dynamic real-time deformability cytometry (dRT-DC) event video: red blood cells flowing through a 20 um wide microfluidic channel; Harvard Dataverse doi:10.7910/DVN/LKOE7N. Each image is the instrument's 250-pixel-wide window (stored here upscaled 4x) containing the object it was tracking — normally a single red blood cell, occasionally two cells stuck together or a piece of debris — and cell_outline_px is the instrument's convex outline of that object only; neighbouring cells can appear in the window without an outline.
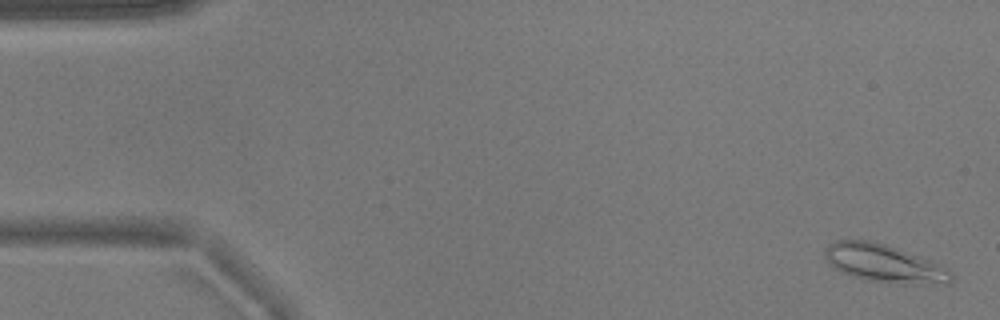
{"species": "common noctule bat (a hibernating species)", "species_latin": "Nyctalus noctula", "temperature_condition": "warm", "stored_images_in_passage": 54, "camera_frame_rate_fps": 3000, "um_per_image_px": 0.085, "animal": {"sex": "male", "body_mass_g": 17.9}, "frame": {"image": 1, "passage_image": 2, "time_ms": 0.333, "image_size_px": [1000, 320], "cell_outline_px": [[952, 280], [948, 284], [900, 284], [868, 280], [852, 276], [840, 272], [828, 264], [824, 256], [824, 252], [828, 244], [836, 240], [872, 240], [896, 248], [928, 260], [936, 264], [948, 272], [952, 276]], "centroid_in_image_um": [75.06, 22.39], "position_along_channel_um": 9.9, "area_um2": 27.57}}
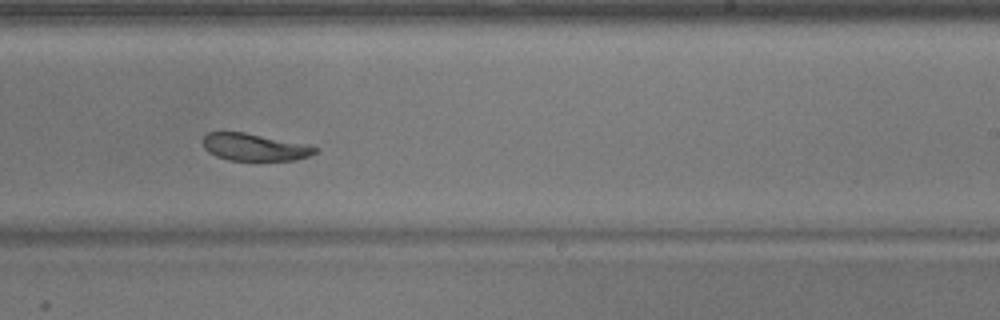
{"frame": {"image": 2, "passage_image": 33, "time_ms": 10.667, "image_size_px": [1000, 320], "cell_outline_px": [[320, 148], [316, 152], [308, 156], [292, 160], [228, 160], [216, 156], [208, 152], [204, 148], [200, 140], [208, 132], [244, 132], [308, 144]], "centroid_in_image_um": [21.6, 12.5], "position_along_channel_um": 267.4, "area_um2": 17.92}}
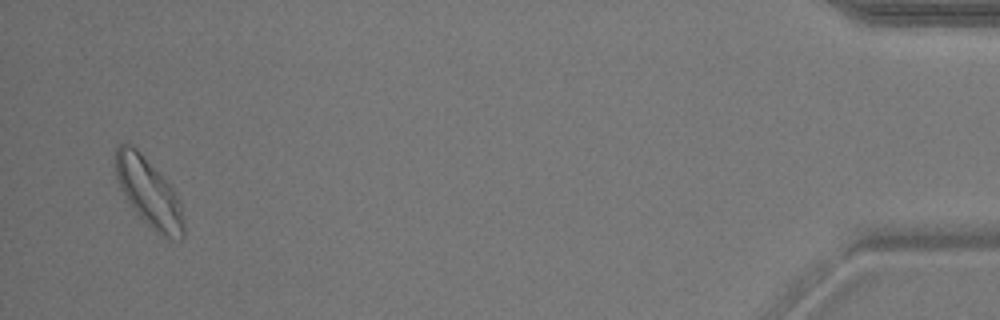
{"frame": {"image": 3, "passage_image": 52, "time_ms": 17.0, "image_size_px": [1000, 320], "cell_outline_px": [[184, 236], [180, 240], [164, 236], [156, 232], [132, 208], [120, 188], [116, 176], [116, 144], [132, 144], [140, 152], [172, 188], [180, 204], [184, 224]], "centroid_in_image_um": [12.63, 16.37], "position_along_channel_um": 422.6, "area_um2": 26.47}, "authors_computed_cell_mechanics": {"area_um2": 21.2704, "velocity_mm_per_s": 3.7492, "shape_relaxation_time_tau1_ms": 4.7865, "shape_relaxation_time_tau2_ms": 2.7427, "deformation_change_tau1": 0.1305, "deformation_change_tau2": 0.069}}